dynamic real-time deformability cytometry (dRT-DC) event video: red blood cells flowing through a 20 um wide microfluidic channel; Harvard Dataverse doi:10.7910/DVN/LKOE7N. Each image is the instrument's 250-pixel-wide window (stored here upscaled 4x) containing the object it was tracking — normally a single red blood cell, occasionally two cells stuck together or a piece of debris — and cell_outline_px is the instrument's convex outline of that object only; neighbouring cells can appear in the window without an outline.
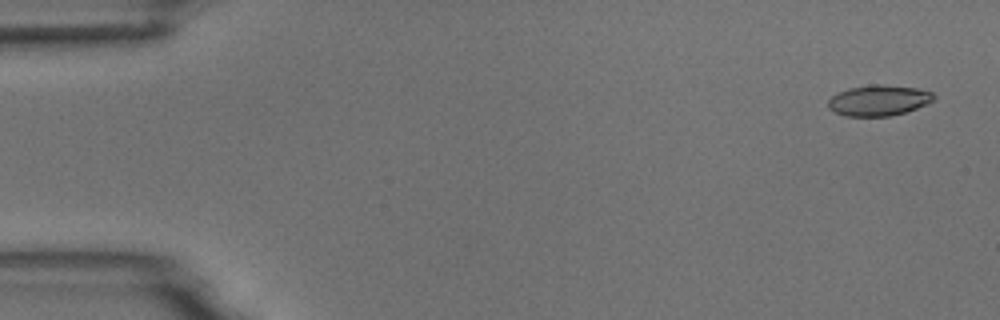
{"species": "common noctule bat (a hibernating species)", "species_latin": "Nyctalus noctula", "temperature_condition": "room temperature", "stored_images_in_passage": 6, "camera_frame_rate_fps": 3000, "um_per_image_px": 0.085, "animal": {"sex": "male", "body_mass_g": 18.8}, "frame": {"image": 1, "passage_image": 1, "time_ms": 0.0, "image_size_px": [1000, 320], "cell_outline_px": [[936, 96], [932, 100], [916, 108], [904, 112], [888, 116], [844, 116], [828, 108], [828, 100], [832, 96], [848, 88], [872, 84], [884, 84], [916, 88], [932, 92]], "centroid_in_image_um": [74.66, 8.52], "position_along_channel_um": 10.3, "area_um2": 18.73}}
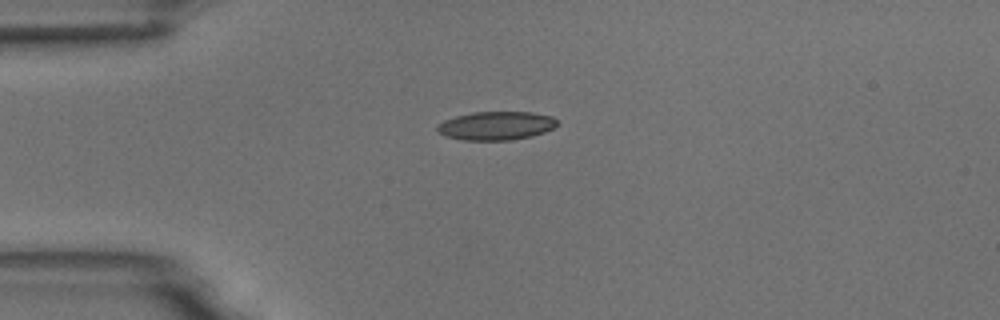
{"frame": {"image": 2, "passage_image": 4, "time_ms": 3.667, "image_size_px": [1000, 320], "cell_outline_px": [[556, 124], [552, 128], [544, 132], [532, 136], [512, 140], [464, 140], [444, 136], [436, 132], [436, 128], [444, 120], [456, 116], [472, 112], [532, 112], [552, 116], [556, 120]], "centroid_in_image_um": [42.14, 10.69], "position_along_channel_um": 42.9, "area_um2": 19.94}}